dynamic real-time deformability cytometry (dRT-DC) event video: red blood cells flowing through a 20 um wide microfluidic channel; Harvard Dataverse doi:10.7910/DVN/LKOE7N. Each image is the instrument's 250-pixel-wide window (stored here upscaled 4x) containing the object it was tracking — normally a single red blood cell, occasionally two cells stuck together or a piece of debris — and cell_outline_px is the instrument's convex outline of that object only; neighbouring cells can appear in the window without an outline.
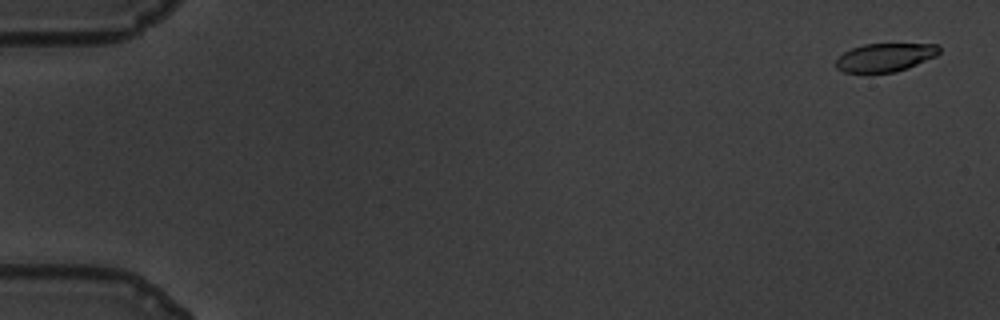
{"species": "common noctule bat (a hibernating species)", "species_latin": "Nyctalus noctula", "temperature_condition": "warm", "stored_images_in_passage": 13, "camera_frame_rate_fps": 3000, "um_per_image_px": 0.085, "animal": {"sex": "male", "body_mass_g": 19.5, "forearm_length_mm": 54.6}, "frame": {"image": 1, "passage_image": 3, "time_ms": 0.667, "image_size_px": [1000, 320], "cell_outline_px": [[940, 52], [936, 56], [908, 68], [896, 72], [844, 72], [836, 68], [836, 60], [844, 52], [852, 48], [864, 44], [936, 44], [940, 48]], "centroid_in_image_um": [75.24, 4.87], "position_along_channel_um": 9.8, "area_um2": 16.94}}